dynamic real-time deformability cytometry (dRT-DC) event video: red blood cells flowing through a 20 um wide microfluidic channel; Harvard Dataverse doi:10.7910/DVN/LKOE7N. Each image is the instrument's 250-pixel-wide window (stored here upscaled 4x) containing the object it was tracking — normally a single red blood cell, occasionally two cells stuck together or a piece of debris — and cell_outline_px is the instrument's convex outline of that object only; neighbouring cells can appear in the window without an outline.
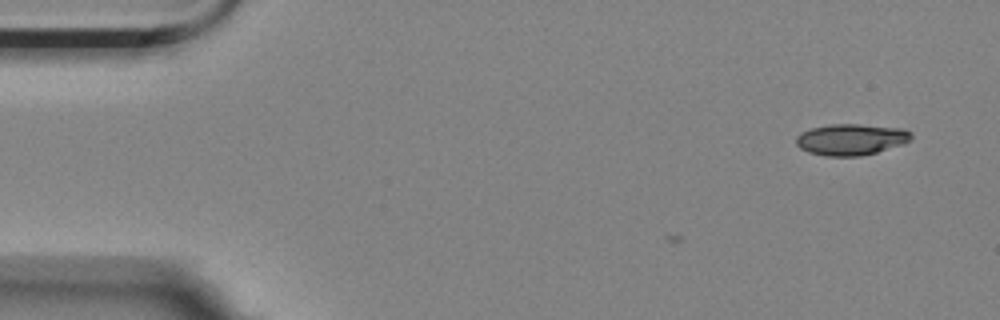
{"species": "Egyptian fruit bat (a non-hibernating species)", "species_latin": "Rousettus aegyptiacus", "temperature_condition": "room temperature", "stored_images_in_passage": 3, "camera_frame_rate_fps": 3000, "um_per_image_px": 0.085, "animal": {"sex": "female"}, "frame": {"image": 1, "passage_image": 3, "time_ms": 0.667, "image_size_px": [1000, 320], "cell_outline_px": [[912, 140], [904, 144], [876, 152], [860, 156], [824, 156], [808, 152], [800, 148], [796, 144], [796, 136], [800, 132], [812, 128], [832, 124], [860, 124], [904, 128], [912, 132]], "centroid_in_image_um": [72.36, 11.85], "position_along_channel_um": 12.6, "area_um2": 21.21}}